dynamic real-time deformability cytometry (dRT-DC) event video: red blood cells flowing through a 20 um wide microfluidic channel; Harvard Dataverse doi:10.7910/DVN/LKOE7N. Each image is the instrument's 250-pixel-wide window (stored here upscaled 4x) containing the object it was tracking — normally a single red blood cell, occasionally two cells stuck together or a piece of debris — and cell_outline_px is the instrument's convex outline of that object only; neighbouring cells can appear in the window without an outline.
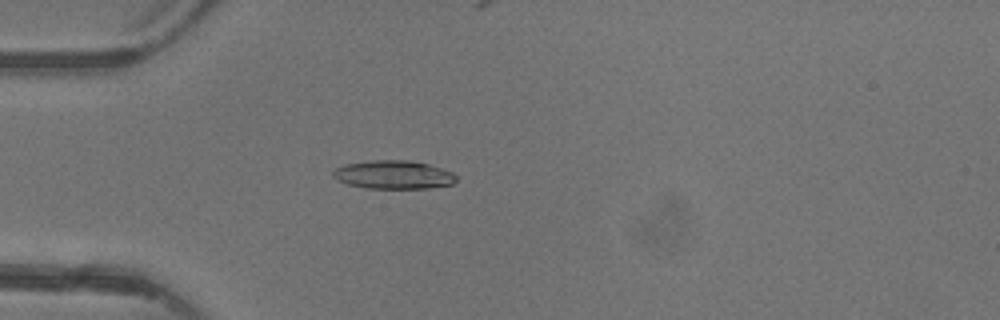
{"species": "common noctule bat (a hibernating species)", "species_latin": "Nyctalus noctula", "temperature_condition": "warm", "stored_images_in_passage": 2, "camera_frame_rate_fps": 3000, "um_per_image_px": 0.085, "animal": {"sex": "female"}, "frame": {"image": 1, "passage_image": 1, "time_ms": 0.0, "image_size_px": [1000, 320], "cell_outline_px": [[456, 180], [452, 184], [428, 188], [368, 188], [348, 184], [336, 180], [332, 176], [332, 172], [336, 168], [344, 164], [372, 160], [408, 160], [428, 164], [452, 172], [456, 176]], "centroid_in_image_um": [33.42, 14.85], "position_along_channel_um": 51.6, "area_um2": 20.35}}